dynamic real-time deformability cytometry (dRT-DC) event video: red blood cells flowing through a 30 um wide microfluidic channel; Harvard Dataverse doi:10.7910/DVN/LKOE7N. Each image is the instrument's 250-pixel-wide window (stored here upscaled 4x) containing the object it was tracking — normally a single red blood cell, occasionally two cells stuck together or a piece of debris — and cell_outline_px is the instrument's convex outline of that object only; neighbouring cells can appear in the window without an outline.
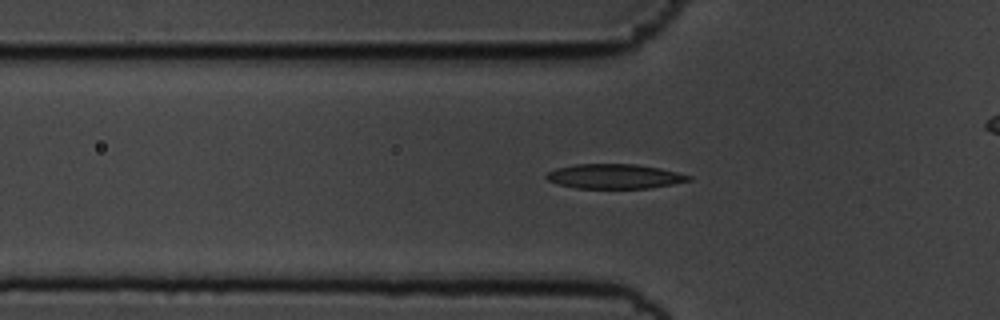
{"species": "common noctule bat (a hibernating species)", "species_latin": "Nyctalus noctula", "temperature_condition": "cold", "stored_images_in_passage": 42, "camera_frame_rate_fps": 3000, "um_per_image_px": 0.085, "animal": {"sex": "male", "body_mass_g": 19.5, "forearm_length_mm": 54.6}, "frame": {"image": 1, "passage_image": 12, "time_ms": 3.667, "image_size_px": [1000, 320], "cell_outline_px": [[692, 180], [672, 184], [648, 188], [576, 188], [560, 184], [548, 180], [544, 176], [548, 172], [556, 168], [576, 164], [636, 164], [660, 168], [692, 176]], "centroid_in_image_um": [52.24, 14.98], "position_along_channel_um": 73.6, "area_um2": 20.29}}
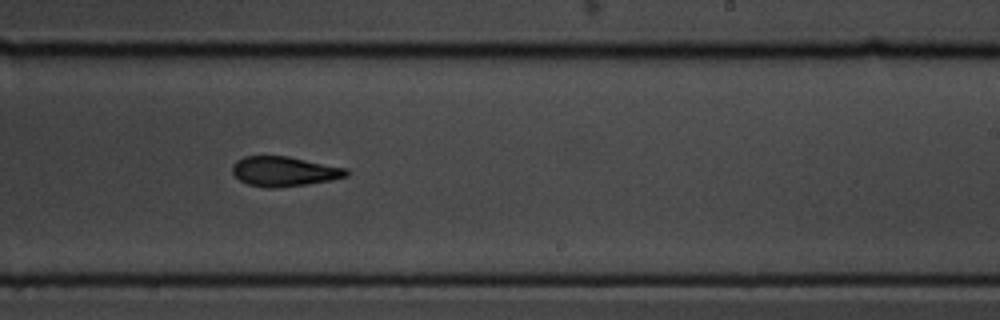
{"frame": {"image": 2, "passage_image": 28, "time_ms": 9.0, "image_size_px": [1000, 320], "cell_outline_px": [[352, 172], [348, 176], [332, 180], [308, 184], [272, 188], [264, 188], [248, 184], [240, 180], [232, 172], [232, 164], [236, 160], [244, 156], [288, 156], [348, 168]], "centroid_in_image_um": [24.19, 14.56], "position_along_channel_um": 264.8, "area_um2": 20.06}}
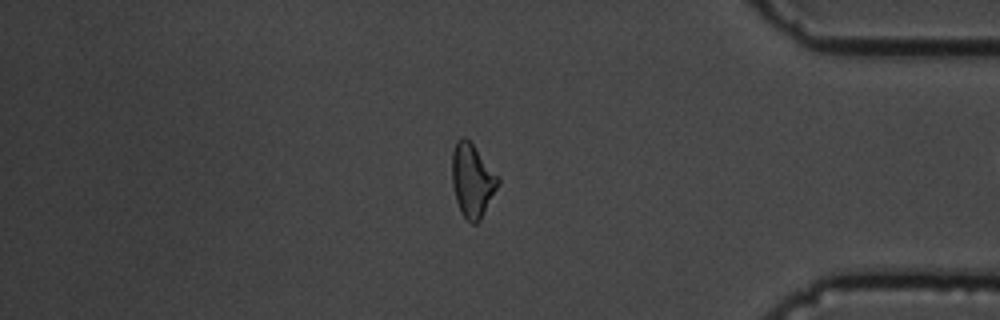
{"frame": {"image": 3, "passage_image": 41, "time_ms": 13.333, "image_size_px": [1000, 320], "cell_outline_px": [[500, 180], [480, 220], [476, 224], [472, 224], [460, 212], [456, 200], [452, 184], [452, 152], [456, 140], [460, 136], [464, 136], [472, 144], [500, 176]], "centroid_in_image_um": [40.13, 15.31], "position_along_channel_um": 395.1, "area_um2": 19.59}}